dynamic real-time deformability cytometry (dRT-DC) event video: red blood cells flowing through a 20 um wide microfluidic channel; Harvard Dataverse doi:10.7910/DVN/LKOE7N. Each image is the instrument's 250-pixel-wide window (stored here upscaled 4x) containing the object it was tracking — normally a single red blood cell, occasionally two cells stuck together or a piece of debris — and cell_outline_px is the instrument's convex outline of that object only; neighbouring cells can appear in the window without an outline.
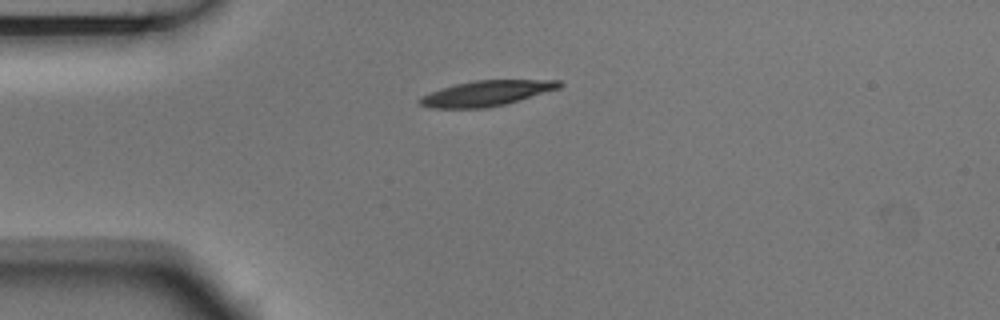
{"species": "Egyptian fruit bat (a non-hibernating species)", "species_latin": "Rousettus aegyptiacus", "temperature_condition": "room temperature", "stored_images_in_passage": 2, "camera_frame_rate_fps": 3000, "um_per_image_px": 0.085, "animal": {"sex": "male"}, "frame": {"image": 1, "passage_image": 1, "time_ms": 0.0, "image_size_px": [1000, 320], "cell_outline_px": [[564, 84], [560, 88], [504, 104], [484, 108], [432, 108], [420, 104], [416, 100], [420, 96], [440, 88], [456, 84], [476, 80], [560, 80]], "centroid_in_image_um": [41.31, 7.92], "position_along_channel_um": 43.7, "area_um2": 20.52}}